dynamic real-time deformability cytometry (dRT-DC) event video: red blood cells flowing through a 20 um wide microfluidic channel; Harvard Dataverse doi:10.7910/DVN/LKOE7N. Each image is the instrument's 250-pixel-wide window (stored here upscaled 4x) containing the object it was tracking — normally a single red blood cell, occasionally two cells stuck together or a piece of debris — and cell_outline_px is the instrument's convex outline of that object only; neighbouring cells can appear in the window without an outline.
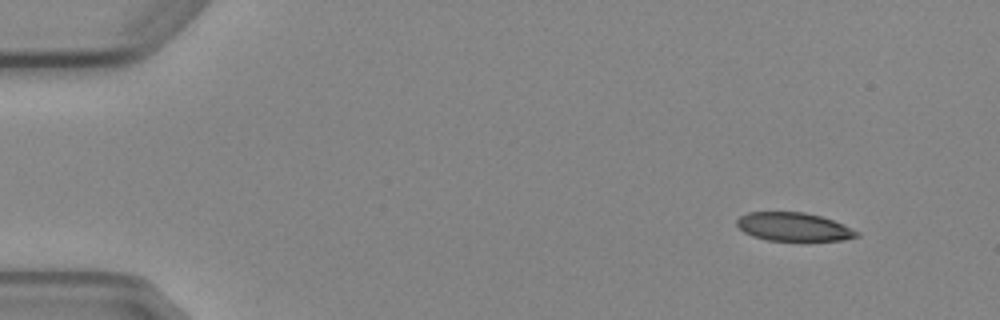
{"species": "Egyptian fruit bat (a non-hibernating species)", "species_latin": "Rousettus aegyptiacus", "temperature_condition": "cold", "stored_images_in_passage": 4, "camera_frame_rate_fps": 3000, "um_per_image_px": 0.085, "animal": {"sex": "female"}, "frame": {"image": 1, "passage_image": 1, "time_ms": 0.0, "image_size_px": [1000, 320], "cell_outline_px": [[860, 236], [844, 240], [768, 240], [752, 236], [744, 232], [736, 224], [736, 220], [740, 216], [748, 212], [804, 212], [820, 216], [832, 220], [860, 232]], "centroid_in_image_um": [67.45, 19.28], "position_along_channel_um": 17.6, "area_um2": 19.71}}
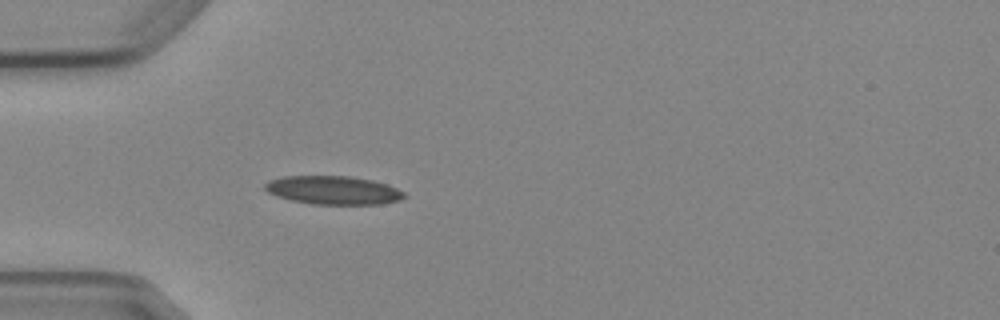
{"frame": {"image": 2, "passage_image": 4, "time_ms": 3.667, "image_size_px": [1000, 320], "cell_outline_px": [[408, 196], [400, 200], [380, 204], [312, 204], [292, 200], [276, 196], [268, 192], [264, 188], [264, 184], [268, 180], [284, 176], [348, 176], [372, 180], [388, 184], [404, 192]], "centroid_in_image_um": [28.33, 16.16], "position_along_channel_um": 56.7, "area_um2": 23.18}}